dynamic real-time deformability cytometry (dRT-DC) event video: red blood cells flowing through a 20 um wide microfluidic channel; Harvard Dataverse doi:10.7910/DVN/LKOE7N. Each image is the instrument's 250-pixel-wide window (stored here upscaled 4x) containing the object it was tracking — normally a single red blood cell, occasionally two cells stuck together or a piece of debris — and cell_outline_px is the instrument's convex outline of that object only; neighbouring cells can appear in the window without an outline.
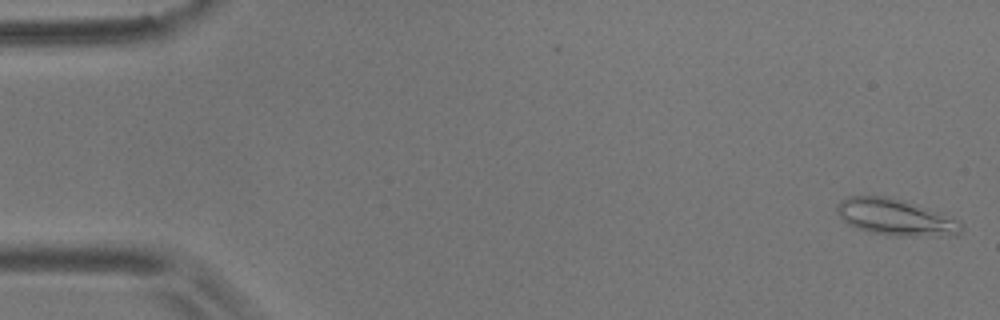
{"species": "common noctule bat (a hibernating species)", "species_latin": "Nyctalus noctula", "temperature_condition": "room temperature", "stored_images_in_passage": 5, "camera_frame_rate_fps": 3000, "um_per_image_px": 0.085, "animal": {"sex": "male", "body_mass_g": 17.9}, "frame": {"image": 1, "passage_image": 1, "time_ms": 0.0, "image_size_px": [1000, 320], "cell_outline_px": [[964, 228], [956, 236], [892, 236], [872, 232], [848, 224], [836, 212], [836, 204], [840, 200], [848, 196], [884, 196], [904, 200], [960, 220], [964, 224]], "centroid_in_image_um": [76.16, 18.47], "position_along_channel_um": 8.8, "area_um2": 26.53}}